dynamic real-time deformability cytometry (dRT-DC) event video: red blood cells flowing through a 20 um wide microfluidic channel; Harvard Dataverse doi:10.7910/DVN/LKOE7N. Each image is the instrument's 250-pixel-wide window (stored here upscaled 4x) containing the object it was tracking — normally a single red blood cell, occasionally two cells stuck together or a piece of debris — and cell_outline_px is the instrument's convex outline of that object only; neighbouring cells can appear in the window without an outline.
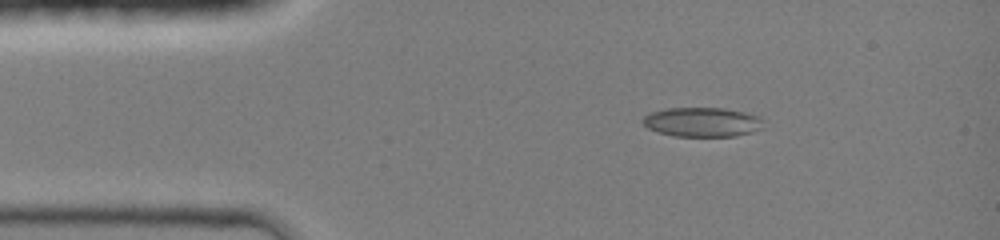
{"species": "common noctule bat (a hibernating species)", "species_latin": "Nyctalus noctula", "temperature_condition": "room temperature", "stored_images_in_passage": 38, "camera_frame_rate_fps": 3000, "um_per_image_px": 0.085, "animal": {"sex": "female", "body_mass_g": 19.0, "forearm_length_mm": 51.5}, "frame": {"image": 1, "passage_image": 1, "time_ms": 0.0, "image_size_px": [1000, 240], "cell_outline_px": [[764, 128], [752, 132], [736, 136], [672, 136], [656, 132], [648, 128], [640, 120], [644, 116], [652, 112], [668, 108], [724, 108], [744, 112], [760, 116], [764, 120]], "centroid_in_image_um": [59.72, 10.38], "position_along_channel_um": 25.3, "area_um2": 20.92}}
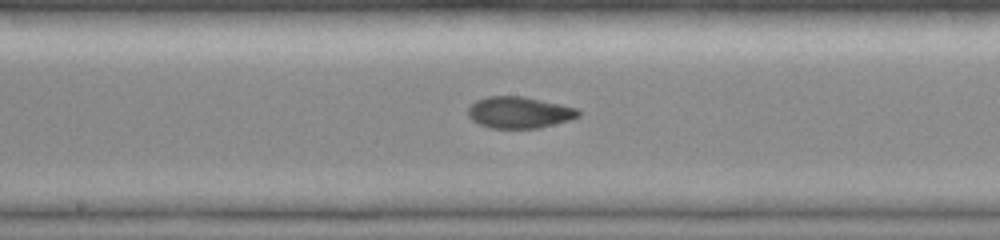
{"frame": {"image": 2, "passage_image": 17, "time_ms": 5.333, "image_size_px": [1000, 240], "cell_outline_px": [[580, 116], [568, 120], [540, 128], [488, 128], [472, 120], [468, 116], [468, 108], [476, 100], [488, 96], [524, 96], [560, 104], [576, 108], [580, 112]], "centroid_in_image_um": [44.12, 9.56], "position_along_channel_um": 204.1, "area_um2": 20.23}}
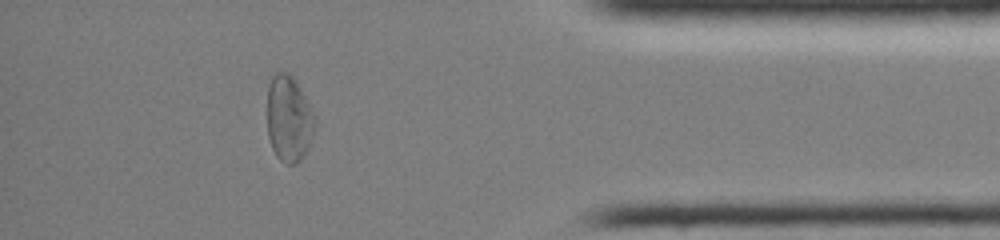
{"frame": {"image": 3, "passage_image": 33, "time_ms": 10.667, "image_size_px": [1000, 240], "cell_outline_px": [[316, 124], [312, 136], [304, 156], [296, 164], [284, 164], [276, 156], [272, 148], [268, 136], [268, 88], [272, 76], [276, 72], [288, 72], [292, 76], [300, 88], [316, 116]], "centroid_in_image_um": [24.56, 10.11], "position_along_channel_um": 410.6, "area_um2": 23.99}, "authors_computed_cell_mechanics": {"area_um2": 20.6635, "velocity_mm_per_s": 4.2996, "shape_relaxation_time_tau1_ms": null, "shape_relaxation_time_tau2_ms": 1.7405, "deformation_change_tau1": null, "deformation_change_tau2": 0.0555}}